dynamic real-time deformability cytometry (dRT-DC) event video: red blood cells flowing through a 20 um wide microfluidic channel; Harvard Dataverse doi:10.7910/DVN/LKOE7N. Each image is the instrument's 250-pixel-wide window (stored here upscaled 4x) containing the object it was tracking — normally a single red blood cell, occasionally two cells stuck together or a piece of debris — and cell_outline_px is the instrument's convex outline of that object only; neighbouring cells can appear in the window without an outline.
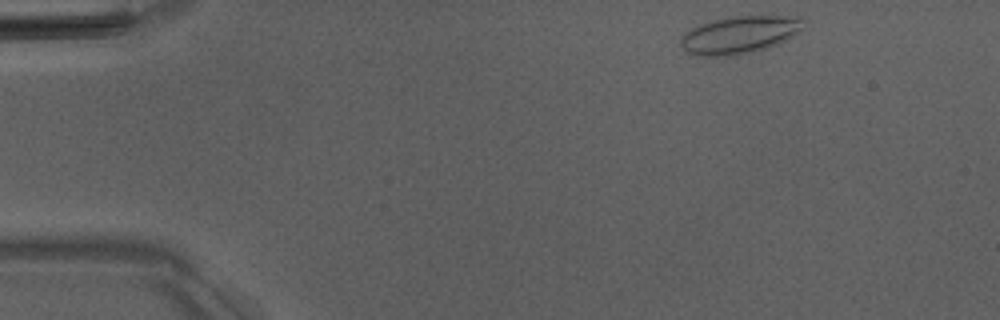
{"species": "Egyptian fruit bat (a non-hibernating species)", "species_latin": "Rousettus aegyptiacus", "temperature_condition": "room temperature", "stored_images_in_passage": 46, "camera_frame_rate_fps": 3000, "um_per_image_px": 0.085, "animal": {"sex": "male"}, "frame": {"image": 1, "passage_image": 1, "time_ms": 0.0, "image_size_px": [1000, 320], "cell_outline_px": [[804, 20], [800, 28], [796, 32], [780, 44], [752, 52], [732, 56], [696, 56], [688, 52], [680, 44], [680, 36], [684, 32], [696, 24], [736, 16], [780, 16]], "centroid_in_image_um": [62.75, 2.98], "position_along_channel_um": 22.3, "area_um2": 26.53}}
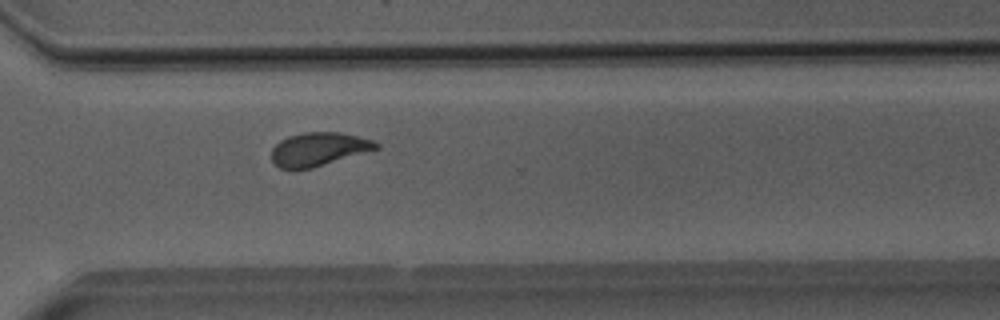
{"frame": {"image": 2, "passage_image": 32, "time_ms": 10.333, "image_size_px": [1000, 320], "cell_outline_px": [[380, 148], [312, 168], [280, 168], [272, 160], [272, 148], [280, 140], [288, 136], [304, 132], [340, 132], [372, 140], [380, 144]], "centroid_in_image_um": [27.09, 12.66], "position_along_channel_um": 343.5, "area_um2": 20.17}}
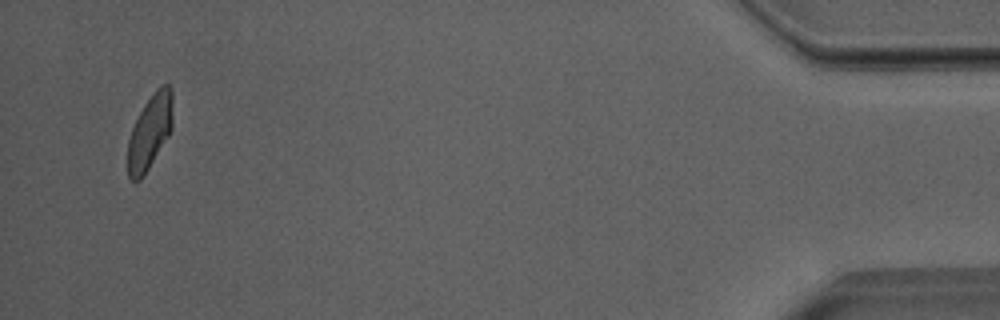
{"frame": {"image": 3, "passage_image": 44, "time_ms": 14.333, "image_size_px": [1000, 320], "cell_outline_px": [[172, 128], [168, 136], [144, 176], [140, 180], [132, 180], [128, 176], [128, 140], [132, 128], [144, 104], [156, 88], [160, 84], [168, 84], [172, 88]], "centroid_in_image_um": [12.75, 11.18], "position_along_channel_um": 422.5, "area_um2": 19.48}, "authors_computed_cell_mechanics": {"area_um2": 20.8658, "velocity_mm_per_s": 3.9891, "shape_relaxation_time_tau1_ms": 8.6455, "shape_relaxation_time_tau2_ms": 1.0807, "deformation_change_tau1": 0.1842, "deformation_change_tau2": 0.0765}}